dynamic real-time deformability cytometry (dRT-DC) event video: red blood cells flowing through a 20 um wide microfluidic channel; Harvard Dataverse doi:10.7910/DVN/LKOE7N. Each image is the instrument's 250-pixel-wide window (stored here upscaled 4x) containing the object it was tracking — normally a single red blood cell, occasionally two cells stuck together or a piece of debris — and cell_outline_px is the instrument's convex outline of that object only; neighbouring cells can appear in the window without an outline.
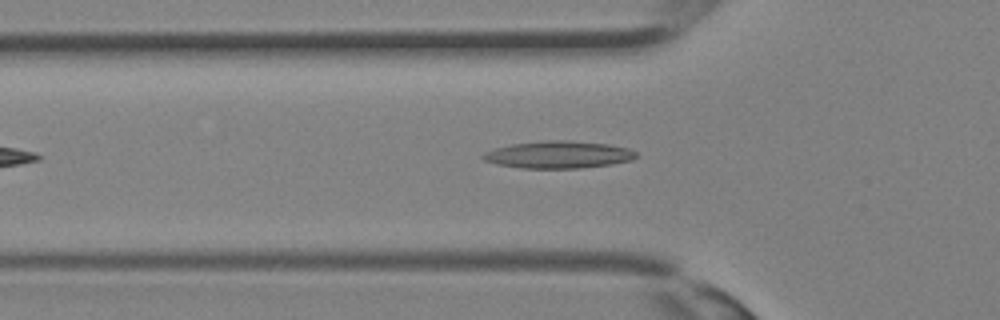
{"species": "Egyptian fruit bat (a non-hibernating species)", "species_latin": "Rousettus aegyptiacus", "temperature_condition": "room temperature", "stored_images_in_passage": 27, "camera_frame_rate_fps": 3000, "um_per_image_px": 0.085, "animal": {"sex": "female"}, "frame": {"image": 1, "passage_image": 6, "time_ms": 1.667, "image_size_px": [1000, 320], "cell_outline_px": [[636, 156], [632, 160], [608, 164], [580, 168], [520, 168], [496, 164], [484, 160], [480, 156], [484, 152], [496, 148], [512, 144], [548, 140], [568, 140], [608, 144], [628, 148], [636, 152]], "centroid_in_image_um": [47.43, 13.14], "position_along_channel_um": 78.4, "area_um2": 24.16}}
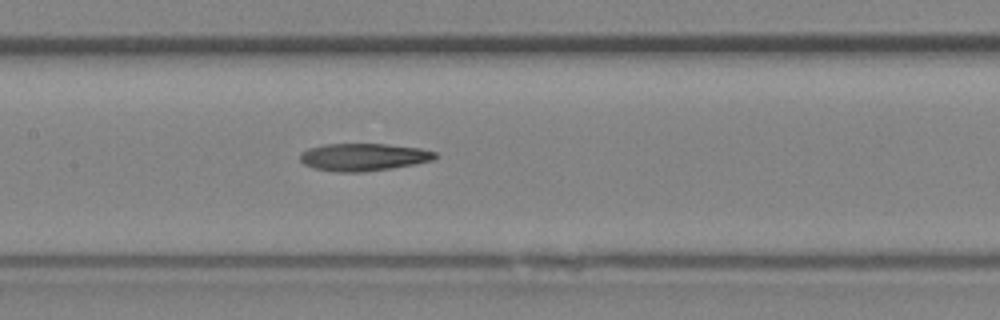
{"frame": {"image": 2, "passage_image": 11, "time_ms": 3.333, "image_size_px": [1000, 320], "cell_outline_px": [[436, 156], [432, 160], [416, 164], [392, 168], [364, 172], [336, 172], [312, 168], [304, 164], [300, 160], [300, 152], [308, 148], [324, 144], [388, 144], [420, 148], [436, 152]], "centroid_in_image_um": [30.86, 13.35], "position_along_channel_um": 176.5, "area_um2": 21.79}}
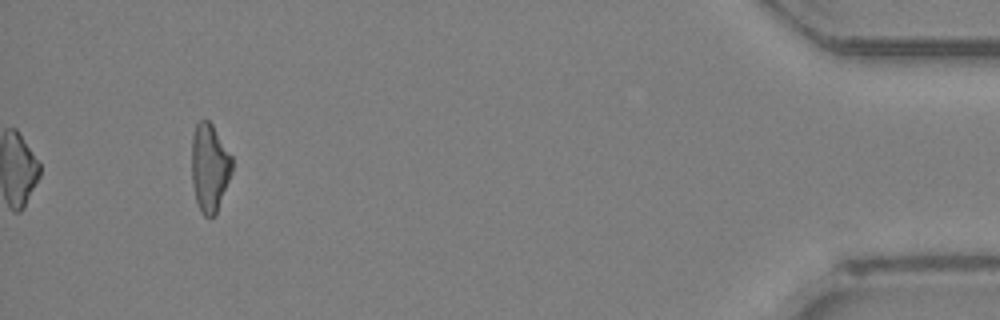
{"frame": {"image": 3, "passage_image": 27, "time_ms": 8.667, "image_size_px": [1000, 320], "cell_outline_px": [[232, 172], [216, 216], [204, 216], [200, 212], [196, 200], [192, 184], [192, 136], [196, 124], [200, 120], [208, 120], [212, 124], [232, 156]], "centroid_in_image_um": [17.82, 14.27], "position_along_channel_um": 417.4, "area_um2": 20.87}}